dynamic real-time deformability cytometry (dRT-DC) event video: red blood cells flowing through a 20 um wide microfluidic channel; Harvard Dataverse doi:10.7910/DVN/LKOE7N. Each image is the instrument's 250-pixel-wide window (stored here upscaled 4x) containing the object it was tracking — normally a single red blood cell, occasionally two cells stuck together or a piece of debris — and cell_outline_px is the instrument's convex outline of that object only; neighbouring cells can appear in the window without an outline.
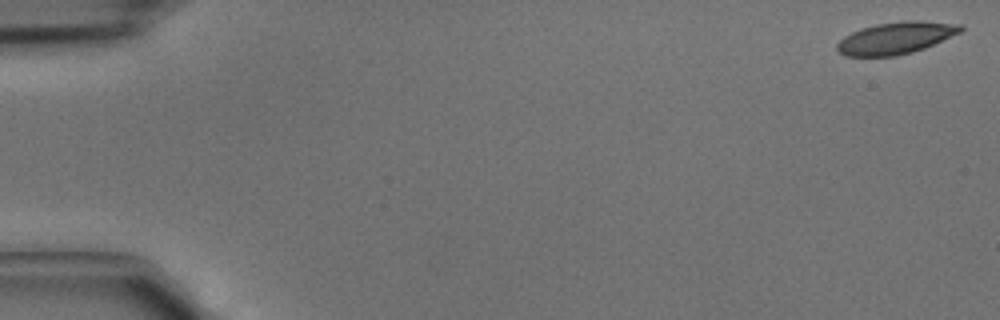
{"species": "common noctule bat (a hibernating species)", "species_latin": "Nyctalus noctula", "temperature_condition": "cold", "stored_images_in_passage": 43, "camera_frame_rate_fps": 3000, "um_per_image_px": 0.085, "animal": {"sex": "male", "body_mass_g": 15.6}, "frame": {"image": 1, "passage_image": 1, "time_ms": 0.0, "image_size_px": [1000, 320], "cell_outline_px": [[964, 28], [960, 32], [924, 48], [912, 52], [896, 56], [844, 56], [836, 48], [836, 44], [844, 36], [852, 32], [876, 24], [904, 20], [920, 20], [960, 24]], "centroid_in_image_um": [76.14, 3.22], "position_along_channel_um": 8.9, "area_um2": 22.89}}
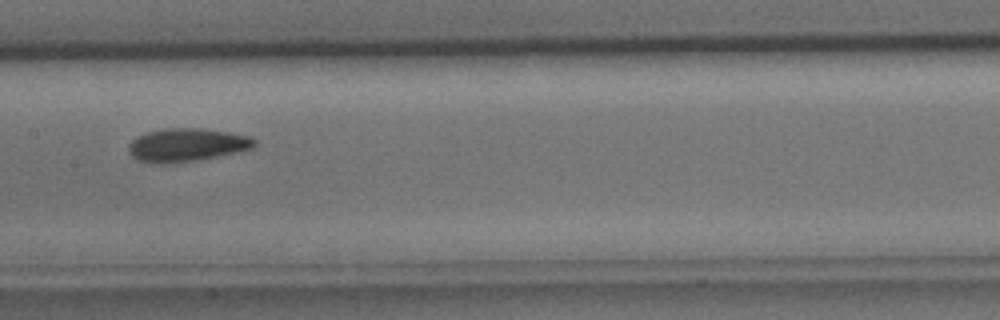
{"frame": {"image": 2, "passage_image": 22, "time_ms": 7.0, "image_size_px": [1000, 320], "cell_outline_px": [[256, 144], [252, 148], [240, 152], [200, 160], [164, 164], [152, 164], [136, 160], [128, 152], [128, 144], [136, 136], [148, 132], [168, 128], [200, 128], [228, 132], [252, 136], [256, 140]], "centroid_in_image_um": [15.88, 12.34], "position_along_channel_um": 191.5, "area_um2": 24.8}}
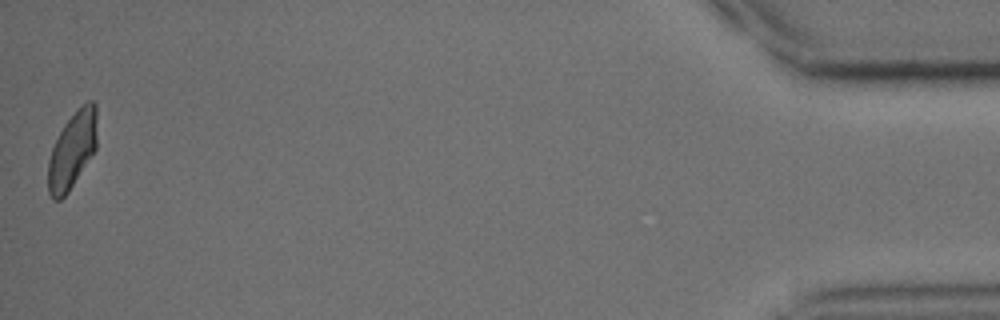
{"frame": {"image": 3, "passage_image": 43, "time_ms": 14.0, "image_size_px": [1000, 320], "cell_outline_px": [[96, 148], [68, 192], [60, 200], [52, 200], [48, 192], [48, 160], [52, 148], [64, 124], [88, 100], [92, 100], [96, 104]], "centroid_in_image_um": [6.13, 12.79], "position_along_channel_um": 429.1, "area_um2": 21.44}}